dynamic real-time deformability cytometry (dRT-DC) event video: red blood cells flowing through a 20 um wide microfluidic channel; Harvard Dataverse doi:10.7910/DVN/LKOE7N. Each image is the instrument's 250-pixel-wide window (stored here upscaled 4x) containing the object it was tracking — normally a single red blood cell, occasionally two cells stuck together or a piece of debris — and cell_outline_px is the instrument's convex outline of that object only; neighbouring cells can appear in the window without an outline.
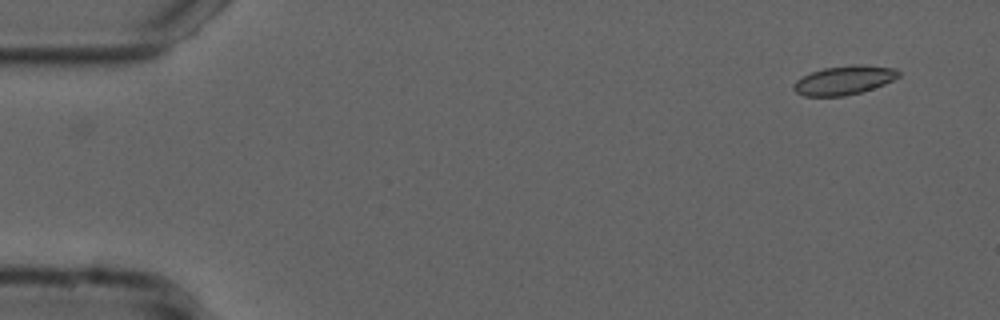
{"species": "common noctule bat (a hibernating species)", "species_latin": "Nyctalus noctula", "temperature_condition": "cold", "stored_images_in_passage": 52, "camera_frame_rate_fps": 3000, "um_per_image_px": 0.085, "animal": {"sex": "male", "forearm_length_mm": 52.5}, "frame": {"image": 1, "passage_image": 1, "time_ms": 0.0, "image_size_px": [1000, 320], "cell_outline_px": [[900, 76], [884, 84], [860, 92], [844, 96], [804, 96], [796, 92], [792, 88], [792, 84], [796, 80], [812, 72], [824, 68], [852, 64], [860, 64], [896, 68], [900, 72]], "centroid_in_image_um": [71.74, 6.81], "position_along_channel_um": 13.3, "area_um2": 17.69}}
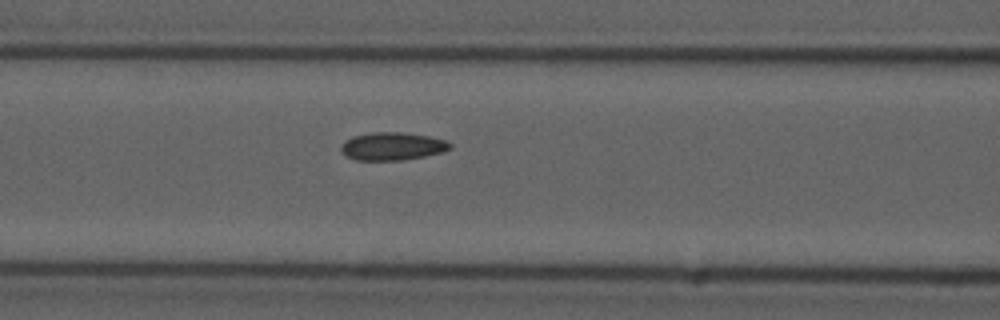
{"frame": {"image": 2, "passage_image": 20, "time_ms": 6.333, "image_size_px": [1000, 320], "cell_outline_px": [[452, 148], [444, 152], [404, 160], [356, 160], [340, 152], [340, 148], [344, 140], [352, 136], [372, 132], [400, 132], [428, 136], [448, 140], [452, 144]], "centroid_in_image_um": [33.36, 12.43], "position_along_channel_um": 133.2, "area_um2": 17.92}}
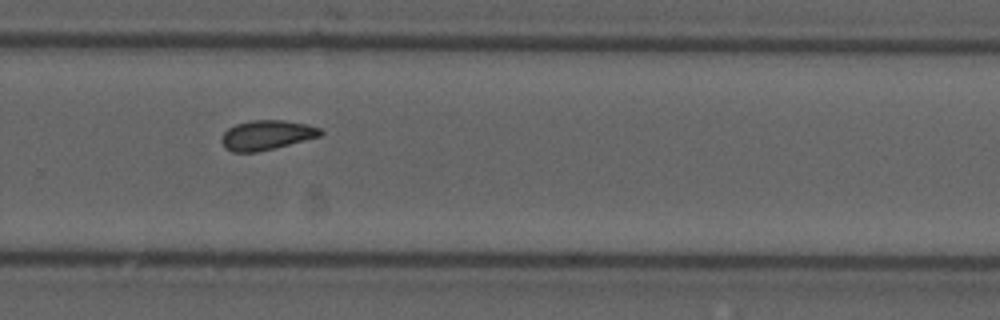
{"frame": {"image": 3, "passage_image": 34, "time_ms": 11.0, "image_size_px": [1000, 320], "cell_outline_px": [[324, 132], [320, 136], [256, 152], [232, 152], [224, 148], [220, 140], [224, 132], [228, 128], [236, 124], [252, 120], [284, 120], [308, 124], [320, 128]], "centroid_in_image_um": [22.64, 11.47], "position_along_channel_um": 307.2, "area_um2": 16.99}, "authors_computed_cell_mechanics": {"area_um2": 17.4556, "velocity_mm_per_s": 3.7364, "shape_relaxation_time_tau1_ms": null, "shape_relaxation_time_tau2_ms": 4.2581, "deformation_change_tau1": null, "deformation_change_tau2": 0.0776}}